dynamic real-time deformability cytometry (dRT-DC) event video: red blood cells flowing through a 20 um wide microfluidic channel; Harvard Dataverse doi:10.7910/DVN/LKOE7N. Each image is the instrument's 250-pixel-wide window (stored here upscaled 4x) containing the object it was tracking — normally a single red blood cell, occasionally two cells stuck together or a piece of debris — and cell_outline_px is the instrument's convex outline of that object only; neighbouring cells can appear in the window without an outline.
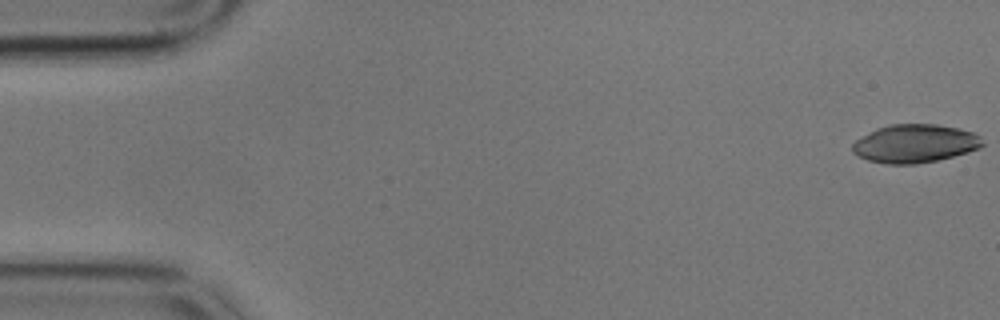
{"species": "common noctule bat (a hibernating species)", "species_latin": "Nyctalus noctula", "temperature_condition": "cold", "stored_images_in_passage": 53, "camera_frame_rate_fps": 3000, "um_per_image_px": 0.085, "animal": {"sex": "male", "body_mass_g": 17.9}, "frame": {"image": 1, "passage_image": 1, "time_ms": 0.0, "image_size_px": [1000, 320], "cell_outline_px": [[984, 144], [980, 148], [968, 152], [936, 160], [916, 164], [888, 164], [868, 160], [852, 152], [852, 144], [856, 140], [876, 128], [892, 124], [936, 124], [956, 128], [972, 132], [980, 136]], "centroid_in_image_um": [77.76, 12.2], "position_along_channel_um": 7.2, "area_um2": 28.84}}
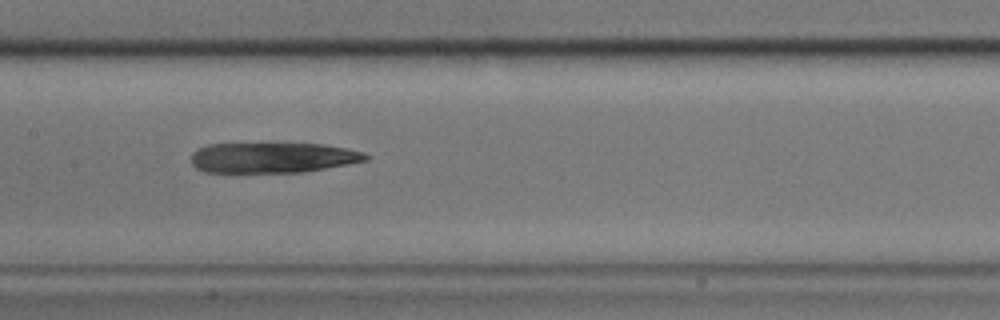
{"frame": {"image": 2, "passage_image": 28, "time_ms": 9.0, "image_size_px": [1000, 320], "cell_outline_px": [[372, 156], [368, 160], [348, 164], [300, 172], [204, 172], [196, 168], [192, 164], [192, 152], [196, 148], [208, 144], [324, 144], [348, 148], [364, 152]], "centroid_in_image_um": [23.19, 13.39], "position_along_channel_um": 184.2, "area_um2": 30.92}}
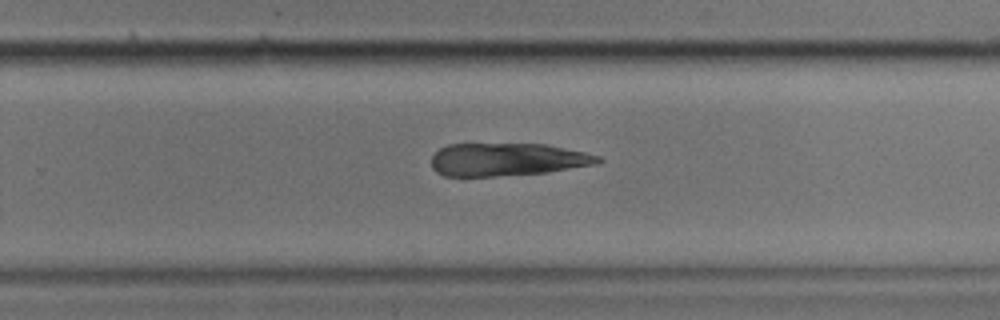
{"frame": {"image": 3, "passage_image": 37, "time_ms": 12.0, "image_size_px": [1000, 320], "cell_outline_px": [[604, 160], [600, 164], [548, 172], [496, 176], [444, 176], [436, 172], [432, 168], [432, 156], [440, 148], [448, 144], [544, 144], [584, 152], [600, 156]], "centroid_in_image_um": [43.14, 13.56], "position_along_channel_um": 286.7, "area_um2": 32.02}}